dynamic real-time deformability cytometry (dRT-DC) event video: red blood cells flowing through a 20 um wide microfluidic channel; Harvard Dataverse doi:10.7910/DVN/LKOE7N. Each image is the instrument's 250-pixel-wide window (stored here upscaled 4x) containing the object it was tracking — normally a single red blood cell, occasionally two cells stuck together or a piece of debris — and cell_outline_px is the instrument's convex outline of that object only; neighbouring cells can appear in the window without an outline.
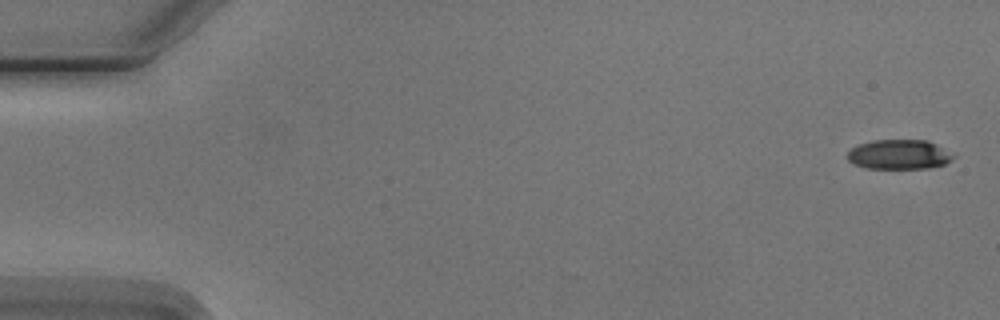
{"species": "Egyptian fruit bat (a non-hibernating species)", "species_latin": "Rousettus aegyptiacus", "temperature_condition": "cold", "stored_images_in_passage": 6, "camera_frame_rate_fps": 3000, "um_per_image_px": 0.085, "animal": {"sex": "male"}, "frame": {"image": 1, "passage_image": 1, "time_ms": 0.0, "image_size_px": [1000, 320], "cell_outline_px": [[956, 156], [952, 160], [944, 164], [928, 168], [868, 168], [856, 164], [848, 160], [848, 152], [852, 148], [860, 144], [872, 140], [928, 140], [956, 152]], "centroid_in_image_um": [76.53, 13.12], "position_along_channel_um": 8.5, "area_um2": 18.44}}
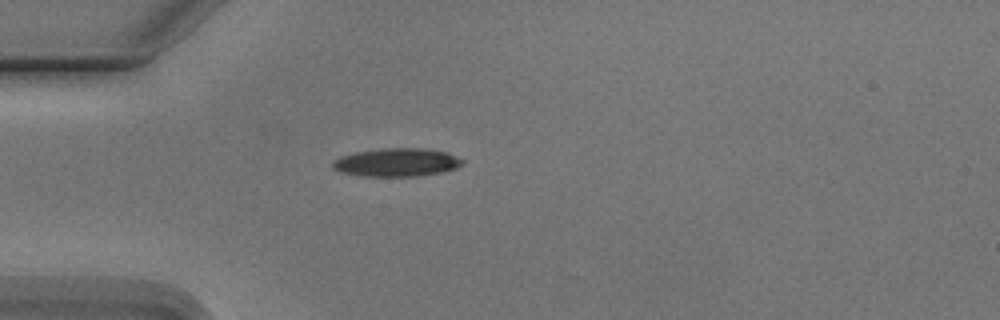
{"frame": {"image": 2, "passage_image": 5, "time_ms": 4.667, "image_size_px": [1000, 320], "cell_outline_px": [[464, 164], [456, 168], [444, 172], [416, 176], [360, 176], [340, 172], [332, 168], [332, 160], [340, 156], [356, 152], [384, 148], [428, 148], [448, 152], [464, 160]], "centroid_in_image_um": [33.73, 13.8], "position_along_channel_um": 51.3, "area_um2": 21.68}}